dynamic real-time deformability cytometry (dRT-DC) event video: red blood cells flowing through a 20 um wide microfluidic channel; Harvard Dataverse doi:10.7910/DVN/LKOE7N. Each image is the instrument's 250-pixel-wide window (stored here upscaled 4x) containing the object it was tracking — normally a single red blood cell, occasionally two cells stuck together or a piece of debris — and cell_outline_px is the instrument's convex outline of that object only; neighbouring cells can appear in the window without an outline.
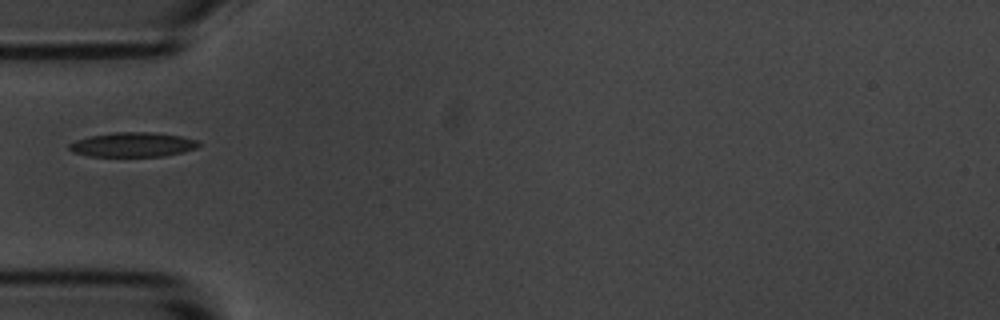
{"species": "common noctule bat (a hibernating species)", "species_latin": "Nyctalus noctula", "temperature_condition": "room temperature", "stored_images_in_passage": 4, "camera_frame_rate_fps": 3000, "um_per_image_px": 0.085, "animal": {"sex": "male", "body_mass_g": 20.1, "forearm_length_mm": 53.5}, "frame": {"image": 1, "passage_image": 4, "time_ms": 4.333, "image_size_px": [1000, 320], "cell_outline_px": [[200, 144], [196, 148], [184, 152], [164, 156], [88, 156], [72, 152], [68, 148], [68, 144], [76, 140], [88, 136], [112, 132], [152, 132], [180, 136], [196, 140]], "centroid_in_image_um": [11.25, 12.29], "position_along_channel_um": 73.8, "area_um2": 18.55}}